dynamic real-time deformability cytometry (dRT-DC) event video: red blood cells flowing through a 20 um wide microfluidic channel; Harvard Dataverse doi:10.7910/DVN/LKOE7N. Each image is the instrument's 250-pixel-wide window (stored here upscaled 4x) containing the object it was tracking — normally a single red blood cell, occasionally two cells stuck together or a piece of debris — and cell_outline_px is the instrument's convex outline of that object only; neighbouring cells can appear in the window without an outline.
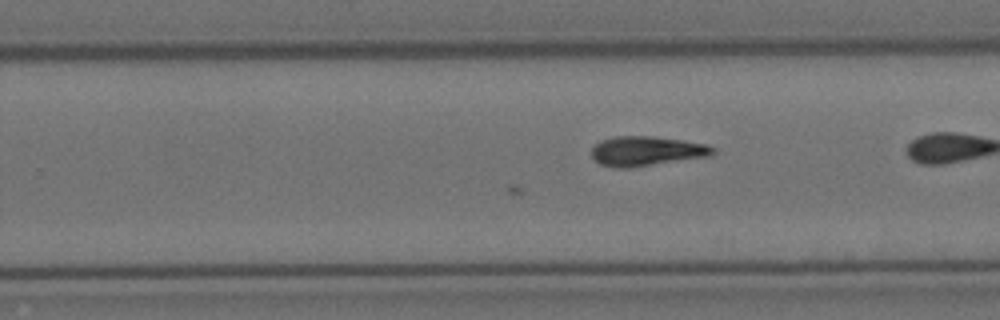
{"species": "Egyptian fruit bat (a non-hibernating species)", "species_latin": "Rousettus aegyptiacus", "temperature_condition": "cold", "stored_images_in_passage": 39, "camera_frame_rate_fps": 3000, "um_per_image_px": 0.085, "animal": {"sex": "female"}, "frame": {"image": 1, "passage_image": 16, "time_ms": 5.0, "image_size_px": [1000, 320], "cell_outline_px": [[716, 152], [712, 156], [632, 168], [612, 168], [600, 164], [592, 156], [592, 148], [600, 140], [616, 136], [652, 136], [708, 144], [716, 148]], "centroid_in_image_um": [54.99, 12.85], "position_along_channel_um": 274.8, "area_um2": 21.27}}